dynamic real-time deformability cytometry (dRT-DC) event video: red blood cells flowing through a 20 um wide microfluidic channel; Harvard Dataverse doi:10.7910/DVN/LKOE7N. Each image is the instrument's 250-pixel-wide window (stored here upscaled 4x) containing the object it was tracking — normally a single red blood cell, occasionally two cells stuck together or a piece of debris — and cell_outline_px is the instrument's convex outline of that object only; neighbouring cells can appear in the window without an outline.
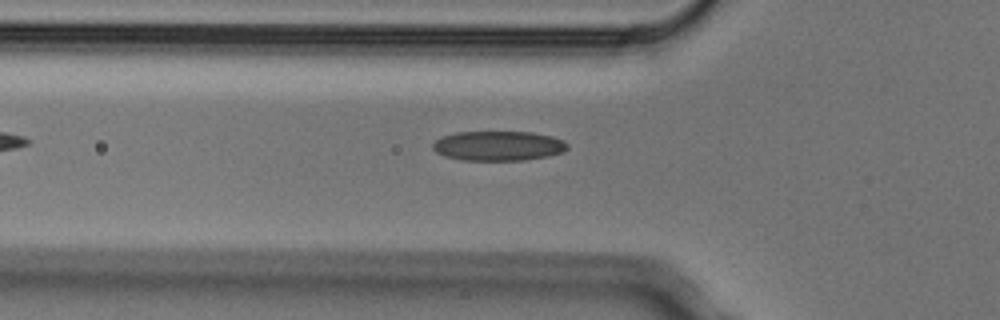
{"species": "Egyptian fruit bat (a non-hibernating species)", "species_latin": "Rousettus aegyptiacus", "temperature_condition": "cold", "stored_images_in_passage": 2, "camera_frame_rate_fps": 3000, "um_per_image_px": 0.085, "animal": {"sex": "male"}, "frame": {"image": 1, "passage_image": 2, "time_ms": 0.333, "image_size_px": [1000, 320], "cell_outline_px": [[568, 148], [560, 152], [548, 156], [524, 160], [464, 160], [444, 156], [436, 152], [432, 148], [432, 144], [436, 140], [444, 136], [456, 132], [532, 132], [552, 136], [564, 140], [568, 144]], "centroid_in_image_um": [42.36, 12.39], "position_along_channel_um": 83.4, "area_um2": 23.24}}